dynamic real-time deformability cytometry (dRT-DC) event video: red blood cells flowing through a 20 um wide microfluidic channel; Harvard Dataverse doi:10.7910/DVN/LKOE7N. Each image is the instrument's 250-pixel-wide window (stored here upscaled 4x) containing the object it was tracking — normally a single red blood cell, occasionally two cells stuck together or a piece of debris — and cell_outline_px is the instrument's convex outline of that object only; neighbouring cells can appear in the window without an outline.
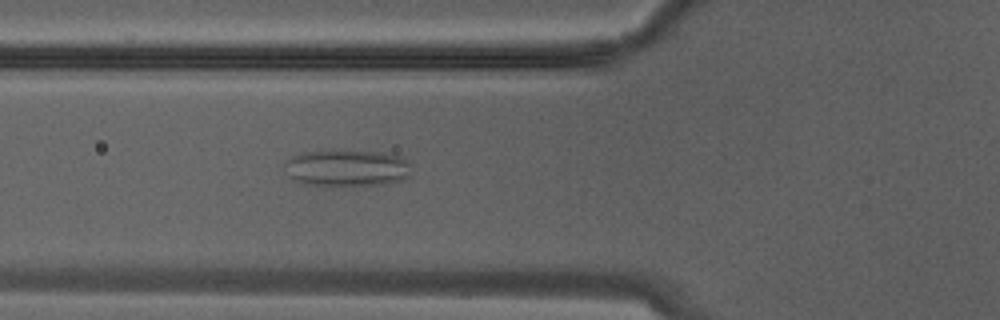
{"species": "Egyptian fruit bat (a non-hibernating species)", "species_latin": "Rousettus aegyptiacus", "temperature_condition": "warm", "stored_images_in_passage": 14, "camera_frame_rate_fps": 3000, "um_per_image_px": 0.085, "animal": {"sex": "male"}, "frame": {"image": 1, "passage_image": 3, "time_ms": 0.667, "image_size_px": [1000, 320], "cell_outline_px": [[408, 176], [404, 180], [384, 184], [328, 188], [304, 184], [292, 180], [288, 176], [284, 164], [284, 160], [300, 152], [384, 152], [400, 156], [408, 160]], "centroid_in_image_um": [29.42, 14.34], "position_along_channel_um": 96.4, "area_um2": 27.57}}
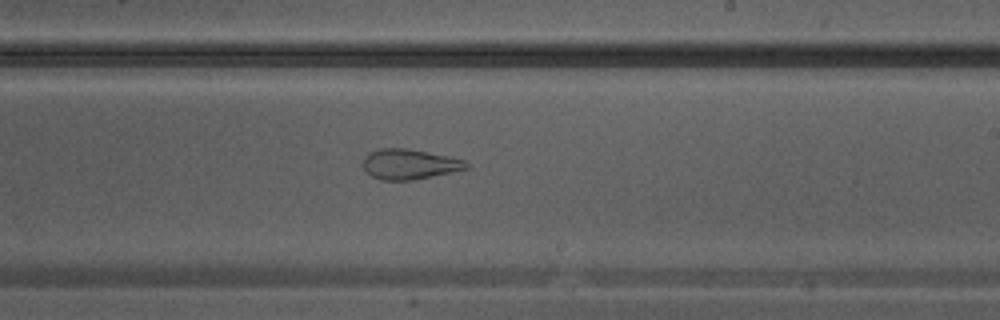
{"frame": {"image": 2, "passage_image": 10, "time_ms": 3.0, "image_size_px": [1000, 320], "cell_outline_px": [[472, 164], [468, 168], [432, 176], [412, 180], [380, 180], [372, 176], [364, 168], [364, 156], [368, 152], [380, 148], [408, 148], [448, 156], [464, 160]], "centroid_in_image_um": [34.8, 13.94], "position_along_channel_um": 254.2, "area_um2": 18.15}}